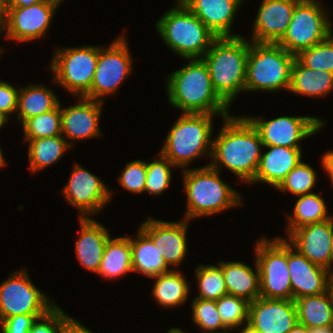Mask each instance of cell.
Segmentation results:
<instances>
[{"mask_svg": "<svg viewBox=\"0 0 333 333\" xmlns=\"http://www.w3.org/2000/svg\"><path fill=\"white\" fill-rule=\"evenodd\" d=\"M223 126L213 139L209 165L219 170L221 165L242 182L250 183L257 172L263 142L258 130L245 116L223 118Z\"/></svg>", "mask_w": 333, "mask_h": 333, "instance_id": "obj_1", "label": "cell"}, {"mask_svg": "<svg viewBox=\"0 0 333 333\" xmlns=\"http://www.w3.org/2000/svg\"><path fill=\"white\" fill-rule=\"evenodd\" d=\"M188 63L172 72L166 82L170 105L182 113L230 116L229 105L213 88L209 70L202 58L186 59Z\"/></svg>", "mask_w": 333, "mask_h": 333, "instance_id": "obj_2", "label": "cell"}, {"mask_svg": "<svg viewBox=\"0 0 333 333\" xmlns=\"http://www.w3.org/2000/svg\"><path fill=\"white\" fill-rule=\"evenodd\" d=\"M249 41L242 36L217 37L202 57L216 93L230 106L245 92Z\"/></svg>", "mask_w": 333, "mask_h": 333, "instance_id": "obj_3", "label": "cell"}, {"mask_svg": "<svg viewBox=\"0 0 333 333\" xmlns=\"http://www.w3.org/2000/svg\"><path fill=\"white\" fill-rule=\"evenodd\" d=\"M184 190L187 197L184 219L191 220L201 216H211L237 207L242 196L220 178V171L209 164L200 168L183 169Z\"/></svg>", "mask_w": 333, "mask_h": 333, "instance_id": "obj_4", "label": "cell"}, {"mask_svg": "<svg viewBox=\"0 0 333 333\" xmlns=\"http://www.w3.org/2000/svg\"><path fill=\"white\" fill-rule=\"evenodd\" d=\"M156 23L163 42L185 59L202 58L217 36L181 0Z\"/></svg>", "mask_w": 333, "mask_h": 333, "instance_id": "obj_5", "label": "cell"}, {"mask_svg": "<svg viewBox=\"0 0 333 333\" xmlns=\"http://www.w3.org/2000/svg\"><path fill=\"white\" fill-rule=\"evenodd\" d=\"M212 114L182 113L175 121L159 151L174 166L185 168L202 155L212 154Z\"/></svg>", "mask_w": 333, "mask_h": 333, "instance_id": "obj_6", "label": "cell"}, {"mask_svg": "<svg viewBox=\"0 0 333 333\" xmlns=\"http://www.w3.org/2000/svg\"><path fill=\"white\" fill-rule=\"evenodd\" d=\"M295 58L278 43L249 41L245 91H289Z\"/></svg>", "mask_w": 333, "mask_h": 333, "instance_id": "obj_7", "label": "cell"}, {"mask_svg": "<svg viewBox=\"0 0 333 333\" xmlns=\"http://www.w3.org/2000/svg\"><path fill=\"white\" fill-rule=\"evenodd\" d=\"M59 48L49 63L53 80L74 96L90 99V89L98 60V46Z\"/></svg>", "mask_w": 333, "mask_h": 333, "instance_id": "obj_8", "label": "cell"}, {"mask_svg": "<svg viewBox=\"0 0 333 333\" xmlns=\"http://www.w3.org/2000/svg\"><path fill=\"white\" fill-rule=\"evenodd\" d=\"M320 3V0H300L295 5L287 32L278 42L288 53L297 56L333 33L329 12Z\"/></svg>", "mask_w": 333, "mask_h": 333, "instance_id": "obj_9", "label": "cell"}, {"mask_svg": "<svg viewBox=\"0 0 333 333\" xmlns=\"http://www.w3.org/2000/svg\"><path fill=\"white\" fill-rule=\"evenodd\" d=\"M255 259L260 275V297L292 300V288L288 271V242L276 237L257 240Z\"/></svg>", "mask_w": 333, "mask_h": 333, "instance_id": "obj_10", "label": "cell"}, {"mask_svg": "<svg viewBox=\"0 0 333 333\" xmlns=\"http://www.w3.org/2000/svg\"><path fill=\"white\" fill-rule=\"evenodd\" d=\"M0 284V322L14 315H45L55 304L30 280L27 269L10 274Z\"/></svg>", "mask_w": 333, "mask_h": 333, "instance_id": "obj_11", "label": "cell"}, {"mask_svg": "<svg viewBox=\"0 0 333 333\" xmlns=\"http://www.w3.org/2000/svg\"><path fill=\"white\" fill-rule=\"evenodd\" d=\"M61 0H48L23 7H0L1 32L5 37L29 42L43 37L49 30Z\"/></svg>", "mask_w": 333, "mask_h": 333, "instance_id": "obj_12", "label": "cell"}, {"mask_svg": "<svg viewBox=\"0 0 333 333\" xmlns=\"http://www.w3.org/2000/svg\"><path fill=\"white\" fill-rule=\"evenodd\" d=\"M126 36L117 37L107 48L98 47V60L90 89V99L103 101L114 94L132 72V58Z\"/></svg>", "mask_w": 333, "mask_h": 333, "instance_id": "obj_13", "label": "cell"}, {"mask_svg": "<svg viewBox=\"0 0 333 333\" xmlns=\"http://www.w3.org/2000/svg\"><path fill=\"white\" fill-rule=\"evenodd\" d=\"M258 130L263 146L300 148V141L317 134L325 121L314 116H281L271 120L246 117Z\"/></svg>", "mask_w": 333, "mask_h": 333, "instance_id": "obj_14", "label": "cell"}, {"mask_svg": "<svg viewBox=\"0 0 333 333\" xmlns=\"http://www.w3.org/2000/svg\"><path fill=\"white\" fill-rule=\"evenodd\" d=\"M62 195L80 211V218L100 212L112 200V190L98 176L79 164H74Z\"/></svg>", "mask_w": 333, "mask_h": 333, "instance_id": "obj_15", "label": "cell"}, {"mask_svg": "<svg viewBox=\"0 0 333 333\" xmlns=\"http://www.w3.org/2000/svg\"><path fill=\"white\" fill-rule=\"evenodd\" d=\"M248 323L258 333H288L298 323L295 301L259 297L249 303Z\"/></svg>", "mask_w": 333, "mask_h": 333, "instance_id": "obj_16", "label": "cell"}, {"mask_svg": "<svg viewBox=\"0 0 333 333\" xmlns=\"http://www.w3.org/2000/svg\"><path fill=\"white\" fill-rule=\"evenodd\" d=\"M333 217L320 223L308 224L292 231L287 242L299 253L333 273L331 240Z\"/></svg>", "mask_w": 333, "mask_h": 333, "instance_id": "obj_17", "label": "cell"}, {"mask_svg": "<svg viewBox=\"0 0 333 333\" xmlns=\"http://www.w3.org/2000/svg\"><path fill=\"white\" fill-rule=\"evenodd\" d=\"M189 220L166 222L151 217L140 225V229L161 251L167 266L177 267L187 254V228Z\"/></svg>", "mask_w": 333, "mask_h": 333, "instance_id": "obj_18", "label": "cell"}, {"mask_svg": "<svg viewBox=\"0 0 333 333\" xmlns=\"http://www.w3.org/2000/svg\"><path fill=\"white\" fill-rule=\"evenodd\" d=\"M287 264L292 288V300L318 295L328 290V282L333 273L312 263L289 243Z\"/></svg>", "mask_w": 333, "mask_h": 333, "instance_id": "obj_19", "label": "cell"}, {"mask_svg": "<svg viewBox=\"0 0 333 333\" xmlns=\"http://www.w3.org/2000/svg\"><path fill=\"white\" fill-rule=\"evenodd\" d=\"M300 0H262L254 21L252 42L278 43L286 34Z\"/></svg>", "mask_w": 333, "mask_h": 333, "instance_id": "obj_20", "label": "cell"}, {"mask_svg": "<svg viewBox=\"0 0 333 333\" xmlns=\"http://www.w3.org/2000/svg\"><path fill=\"white\" fill-rule=\"evenodd\" d=\"M79 98L77 104L61 109V135L67 142L102 136L99 121L103 102Z\"/></svg>", "mask_w": 333, "mask_h": 333, "instance_id": "obj_21", "label": "cell"}, {"mask_svg": "<svg viewBox=\"0 0 333 333\" xmlns=\"http://www.w3.org/2000/svg\"><path fill=\"white\" fill-rule=\"evenodd\" d=\"M217 37H238L232 34L233 20L243 0H181Z\"/></svg>", "mask_w": 333, "mask_h": 333, "instance_id": "obj_22", "label": "cell"}, {"mask_svg": "<svg viewBox=\"0 0 333 333\" xmlns=\"http://www.w3.org/2000/svg\"><path fill=\"white\" fill-rule=\"evenodd\" d=\"M264 147L269 150L262 153L256 175L249 184L262 182L277 188L302 160V149L284 146Z\"/></svg>", "mask_w": 333, "mask_h": 333, "instance_id": "obj_23", "label": "cell"}, {"mask_svg": "<svg viewBox=\"0 0 333 333\" xmlns=\"http://www.w3.org/2000/svg\"><path fill=\"white\" fill-rule=\"evenodd\" d=\"M80 237L75 250L78 262L90 272L99 271L106 242L111 237L108 230L91 217L80 218Z\"/></svg>", "mask_w": 333, "mask_h": 333, "instance_id": "obj_24", "label": "cell"}, {"mask_svg": "<svg viewBox=\"0 0 333 333\" xmlns=\"http://www.w3.org/2000/svg\"><path fill=\"white\" fill-rule=\"evenodd\" d=\"M228 294L249 303L260 297V275L255 260V271L242 262H219Z\"/></svg>", "mask_w": 333, "mask_h": 333, "instance_id": "obj_25", "label": "cell"}, {"mask_svg": "<svg viewBox=\"0 0 333 333\" xmlns=\"http://www.w3.org/2000/svg\"><path fill=\"white\" fill-rule=\"evenodd\" d=\"M332 90V73L310 69L295 58L291 69L289 92L303 96L324 97L330 94Z\"/></svg>", "mask_w": 333, "mask_h": 333, "instance_id": "obj_26", "label": "cell"}, {"mask_svg": "<svg viewBox=\"0 0 333 333\" xmlns=\"http://www.w3.org/2000/svg\"><path fill=\"white\" fill-rule=\"evenodd\" d=\"M137 232L135 239L131 238L133 272L151 278L170 271L153 241L140 228Z\"/></svg>", "mask_w": 333, "mask_h": 333, "instance_id": "obj_27", "label": "cell"}, {"mask_svg": "<svg viewBox=\"0 0 333 333\" xmlns=\"http://www.w3.org/2000/svg\"><path fill=\"white\" fill-rule=\"evenodd\" d=\"M133 272L131 236L109 238L97 274L104 279H117Z\"/></svg>", "mask_w": 333, "mask_h": 333, "instance_id": "obj_28", "label": "cell"}, {"mask_svg": "<svg viewBox=\"0 0 333 333\" xmlns=\"http://www.w3.org/2000/svg\"><path fill=\"white\" fill-rule=\"evenodd\" d=\"M295 301L298 323L307 328L333 325V302L328 290Z\"/></svg>", "mask_w": 333, "mask_h": 333, "instance_id": "obj_29", "label": "cell"}, {"mask_svg": "<svg viewBox=\"0 0 333 333\" xmlns=\"http://www.w3.org/2000/svg\"><path fill=\"white\" fill-rule=\"evenodd\" d=\"M28 141V159L31 172L37 173L51 164L57 163L66 150L74 144L62 136L44 137L38 139H24Z\"/></svg>", "mask_w": 333, "mask_h": 333, "instance_id": "obj_30", "label": "cell"}, {"mask_svg": "<svg viewBox=\"0 0 333 333\" xmlns=\"http://www.w3.org/2000/svg\"><path fill=\"white\" fill-rule=\"evenodd\" d=\"M17 119L21 124L32 117L54 109L60 102L52 89L40 84L19 88Z\"/></svg>", "mask_w": 333, "mask_h": 333, "instance_id": "obj_31", "label": "cell"}, {"mask_svg": "<svg viewBox=\"0 0 333 333\" xmlns=\"http://www.w3.org/2000/svg\"><path fill=\"white\" fill-rule=\"evenodd\" d=\"M156 279L152 295L162 307H176L187 301L189 285L185 276L177 269L151 277Z\"/></svg>", "mask_w": 333, "mask_h": 333, "instance_id": "obj_32", "label": "cell"}, {"mask_svg": "<svg viewBox=\"0 0 333 333\" xmlns=\"http://www.w3.org/2000/svg\"><path fill=\"white\" fill-rule=\"evenodd\" d=\"M298 198L293 215H287L288 235L302 226L324 222L333 217L327 213V205L319 194L310 193Z\"/></svg>", "mask_w": 333, "mask_h": 333, "instance_id": "obj_33", "label": "cell"}, {"mask_svg": "<svg viewBox=\"0 0 333 333\" xmlns=\"http://www.w3.org/2000/svg\"><path fill=\"white\" fill-rule=\"evenodd\" d=\"M61 105L52 110L25 120L23 126L24 139H38L61 135Z\"/></svg>", "mask_w": 333, "mask_h": 333, "instance_id": "obj_34", "label": "cell"}, {"mask_svg": "<svg viewBox=\"0 0 333 333\" xmlns=\"http://www.w3.org/2000/svg\"><path fill=\"white\" fill-rule=\"evenodd\" d=\"M195 275L200 292L195 298L218 300L228 294L222 267L219 264L217 266L200 264L195 270Z\"/></svg>", "mask_w": 333, "mask_h": 333, "instance_id": "obj_35", "label": "cell"}, {"mask_svg": "<svg viewBox=\"0 0 333 333\" xmlns=\"http://www.w3.org/2000/svg\"><path fill=\"white\" fill-rule=\"evenodd\" d=\"M317 172L308 165L302 162L292 169L286 178L280 183L277 189L281 192H290L292 195L300 196L310 194L316 185Z\"/></svg>", "mask_w": 333, "mask_h": 333, "instance_id": "obj_36", "label": "cell"}, {"mask_svg": "<svg viewBox=\"0 0 333 333\" xmlns=\"http://www.w3.org/2000/svg\"><path fill=\"white\" fill-rule=\"evenodd\" d=\"M217 311L223 324L229 329H237L248 323L249 302L245 299L225 294L216 300Z\"/></svg>", "mask_w": 333, "mask_h": 333, "instance_id": "obj_37", "label": "cell"}, {"mask_svg": "<svg viewBox=\"0 0 333 333\" xmlns=\"http://www.w3.org/2000/svg\"><path fill=\"white\" fill-rule=\"evenodd\" d=\"M192 301L193 322L199 326L203 333H217L221 329L224 331L223 333H228L229 329L223 324L217 311L216 300L195 298Z\"/></svg>", "mask_w": 333, "mask_h": 333, "instance_id": "obj_38", "label": "cell"}, {"mask_svg": "<svg viewBox=\"0 0 333 333\" xmlns=\"http://www.w3.org/2000/svg\"><path fill=\"white\" fill-rule=\"evenodd\" d=\"M296 58L310 69L333 74V33L315 46L302 50Z\"/></svg>", "mask_w": 333, "mask_h": 333, "instance_id": "obj_39", "label": "cell"}, {"mask_svg": "<svg viewBox=\"0 0 333 333\" xmlns=\"http://www.w3.org/2000/svg\"><path fill=\"white\" fill-rule=\"evenodd\" d=\"M174 166L160 152L158 159L153 162H147V176L145 183V191L152 195L162 194L170 186L172 179L171 168Z\"/></svg>", "mask_w": 333, "mask_h": 333, "instance_id": "obj_40", "label": "cell"}, {"mask_svg": "<svg viewBox=\"0 0 333 333\" xmlns=\"http://www.w3.org/2000/svg\"><path fill=\"white\" fill-rule=\"evenodd\" d=\"M146 176L147 162L134 160L126 164L118 176V183L130 192L141 194L145 190Z\"/></svg>", "mask_w": 333, "mask_h": 333, "instance_id": "obj_41", "label": "cell"}, {"mask_svg": "<svg viewBox=\"0 0 333 333\" xmlns=\"http://www.w3.org/2000/svg\"><path fill=\"white\" fill-rule=\"evenodd\" d=\"M68 317L69 315L56 305L44 316L39 317L28 333H60L61 327Z\"/></svg>", "mask_w": 333, "mask_h": 333, "instance_id": "obj_42", "label": "cell"}, {"mask_svg": "<svg viewBox=\"0 0 333 333\" xmlns=\"http://www.w3.org/2000/svg\"><path fill=\"white\" fill-rule=\"evenodd\" d=\"M44 315L19 314L3 319L0 322L2 333H28L34 322Z\"/></svg>", "mask_w": 333, "mask_h": 333, "instance_id": "obj_43", "label": "cell"}, {"mask_svg": "<svg viewBox=\"0 0 333 333\" xmlns=\"http://www.w3.org/2000/svg\"><path fill=\"white\" fill-rule=\"evenodd\" d=\"M19 90L6 81L0 80V112L9 119V114L17 112Z\"/></svg>", "mask_w": 333, "mask_h": 333, "instance_id": "obj_44", "label": "cell"}, {"mask_svg": "<svg viewBox=\"0 0 333 333\" xmlns=\"http://www.w3.org/2000/svg\"><path fill=\"white\" fill-rule=\"evenodd\" d=\"M60 333H94V332L87 329L78 320H75L69 316L64 321V323L61 327Z\"/></svg>", "mask_w": 333, "mask_h": 333, "instance_id": "obj_45", "label": "cell"}, {"mask_svg": "<svg viewBox=\"0 0 333 333\" xmlns=\"http://www.w3.org/2000/svg\"><path fill=\"white\" fill-rule=\"evenodd\" d=\"M324 172L328 173V177L333 185V151L326 152L321 160Z\"/></svg>", "mask_w": 333, "mask_h": 333, "instance_id": "obj_46", "label": "cell"}, {"mask_svg": "<svg viewBox=\"0 0 333 333\" xmlns=\"http://www.w3.org/2000/svg\"><path fill=\"white\" fill-rule=\"evenodd\" d=\"M48 0H0V7H23Z\"/></svg>", "mask_w": 333, "mask_h": 333, "instance_id": "obj_47", "label": "cell"}, {"mask_svg": "<svg viewBox=\"0 0 333 333\" xmlns=\"http://www.w3.org/2000/svg\"><path fill=\"white\" fill-rule=\"evenodd\" d=\"M309 333H333V325L309 328Z\"/></svg>", "mask_w": 333, "mask_h": 333, "instance_id": "obj_48", "label": "cell"}, {"mask_svg": "<svg viewBox=\"0 0 333 333\" xmlns=\"http://www.w3.org/2000/svg\"><path fill=\"white\" fill-rule=\"evenodd\" d=\"M288 333H309V328L297 323Z\"/></svg>", "mask_w": 333, "mask_h": 333, "instance_id": "obj_49", "label": "cell"}, {"mask_svg": "<svg viewBox=\"0 0 333 333\" xmlns=\"http://www.w3.org/2000/svg\"><path fill=\"white\" fill-rule=\"evenodd\" d=\"M244 327H242V330H239L241 331L239 333H258L249 323H247L246 326L244 325Z\"/></svg>", "mask_w": 333, "mask_h": 333, "instance_id": "obj_50", "label": "cell"}, {"mask_svg": "<svg viewBox=\"0 0 333 333\" xmlns=\"http://www.w3.org/2000/svg\"><path fill=\"white\" fill-rule=\"evenodd\" d=\"M328 292H329L331 300L333 302V274L330 276V279L328 282Z\"/></svg>", "mask_w": 333, "mask_h": 333, "instance_id": "obj_51", "label": "cell"}, {"mask_svg": "<svg viewBox=\"0 0 333 333\" xmlns=\"http://www.w3.org/2000/svg\"><path fill=\"white\" fill-rule=\"evenodd\" d=\"M9 119L0 112V130Z\"/></svg>", "mask_w": 333, "mask_h": 333, "instance_id": "obj_52", "label": "cell"}, {"mask_svg": "<svg viewBox=\"0 0 333 333\" xmlns=\"http://www.w3.org/2000/svg\"><path fill=\"white\" fill-rule=\"evenodd\" d=\"M5 161H6V160H5L4 157H3V153H2V151H1V147H0V169H1L3 166L7 165Z\"/></svg>", "mask_w": 333, "mask_h": 333, "instance_id": "obj_53", "label": "cell"}, {"mask_svg": "<svg viewBox=\"0 0 333 333\" xmlns=\"http://www.w3.org/2000/svg\"><path fill=\"white\" fill-rule=\"evenodd\" d=\"M168 333H185V331L183 332L180 328L174 327V328H170L169 331H167Z\"/></svg>", "mask_w": 333, "mask_h": 333, "instance_id": "obj_54", "label": "cell"}, {"mask_svg": "<svg viewBox=\"0 0 333 333\" xmlns=\"http://www.w3.org/2000/svg\"><path fill=\"white\" fill-rule=\"evenodd\" d=\"M331 253H332V259H333V235H332V240H331Z\"/></svg>", "mask_w": 333, "mask_h": 333, "instance_id": "obj_55", "label": "cell"}, {"mask_svg": "<svg viewBox=\"0 0 333 333\" xmlns=\"http://www.w3.org/2000/svg\"><path fill=\"white\" fill-rule=\"evenodd\" d=\"M1 12H0V34H1Z\"/></svg>", "mask_w": 333, "mask_h": 333, "instance_id": "obj_56", "label": "cell"}, {"mask_svg": "<svg viewBox=\"0 0 333 333\" xmlns=\"http://www.w3.org/2000/svg\"><path fill=\"white\" fill-rule=\"evenodd\" d=\"M3 50H4V49L0 47V55H1V53H3V52H2Z\"/></svg>", "mask_w": 333, "mask_h": 333, "instance_id": "obj_57", "label": "cell"}]
</instances>
